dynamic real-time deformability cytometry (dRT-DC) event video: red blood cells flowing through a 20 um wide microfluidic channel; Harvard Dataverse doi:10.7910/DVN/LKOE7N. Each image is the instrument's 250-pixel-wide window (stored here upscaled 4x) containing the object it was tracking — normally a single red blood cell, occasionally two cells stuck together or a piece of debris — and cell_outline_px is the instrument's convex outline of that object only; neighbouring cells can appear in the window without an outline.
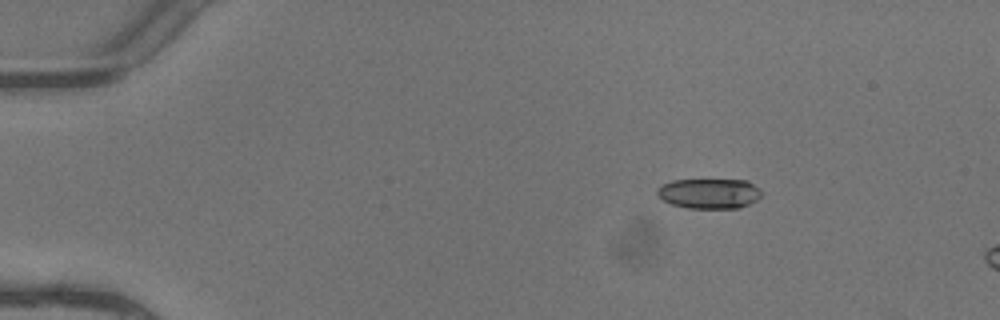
{"species": "common noctule bat (a hibernating species)", "species_latin": "Nyctalus noctula", "temperature_condition": "warm", "stored_images_in_passage": 2, "camera_frame_rate_fps": 3000, "um_per_image_px": 0.085, "animal": {"sex": "female"}, "frame": {"image": 1, "passage_image": 1, "time_ms": 0.0, "image_size_px": [1000, 320], "cell_outline_px": [[760, 196], [756, 200], [740, 208], [688, 208], [672, 204], [664, 200], [656, 192], [656, 188], [672, 180], [748, 180], [760, 188]], "centroid_in_image_um": [60.3, 16.44], "position_along_channel_um": 24.7, "area_um2": 18.21}}